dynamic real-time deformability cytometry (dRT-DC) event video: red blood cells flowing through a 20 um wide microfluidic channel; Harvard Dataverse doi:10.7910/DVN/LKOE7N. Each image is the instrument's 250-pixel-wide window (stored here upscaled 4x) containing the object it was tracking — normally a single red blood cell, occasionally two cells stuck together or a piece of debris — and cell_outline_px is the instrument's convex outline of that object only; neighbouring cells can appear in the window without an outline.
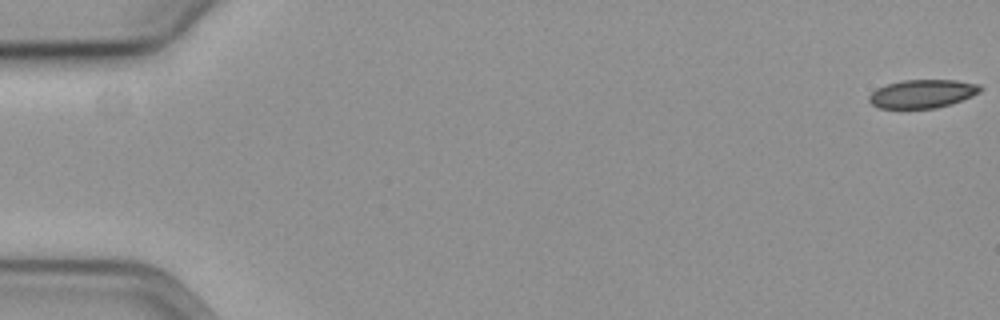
{"species": "common noctule bat (a hibernating species)", "species_latin": "Nyctalus noctula", "temperature_condition": "cold", "stored_images_in_passage": 56, "camera_frame_rate_fps": 3000, "um_per_image_px": 0.085, "animal": {"sex": "female", "body_mass_g": 19.3, "forearm_length_mm": 54.1}, "frame": {"image": 1, "passage_image": 1, "time_ms": 0.0, "image_size_px": [1000, 320], "cell_outline_px": [[984, 88], [980, 92], [972, 96], [936, 108], [880, 108], [872, 104], [868, 100], [868, 96], [876, 88], [888, 84], [904, 80], [956, 80], [980, 84]], "centroid_in_image_um": [78.41, 7.96], "position_along_channel_um": 6.6, "area_um2": 18.32}}
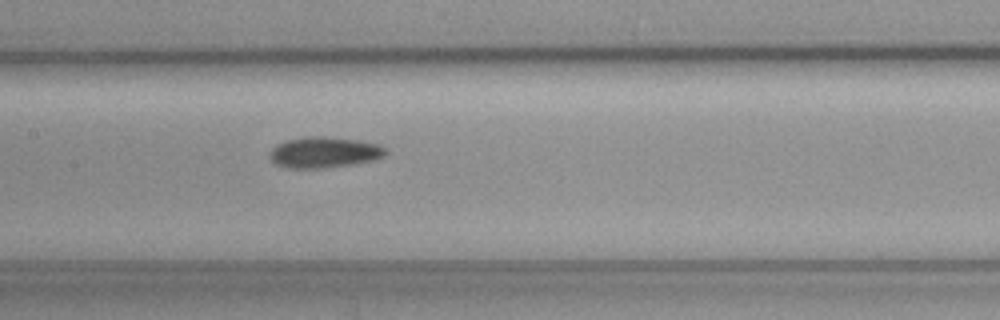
{"frame": {"image": 2, "passage_image": 29, "time_ms": 9.333, "image_size_px": [1000, 320], "cell_outline_px": [[388, 148], [384, 156], [376, 160], [352, 164], [320, 168], [292, 168], [276, 164], [272, 160], [272, 148], [276, 144], [288, 140], [308, 136], [320, 136], [356, 140], [380, 144]], "centroid_in_image_um": [27.62, 12.94], "position_along_channel_um": 179.8, "area_um2": 20.63}}
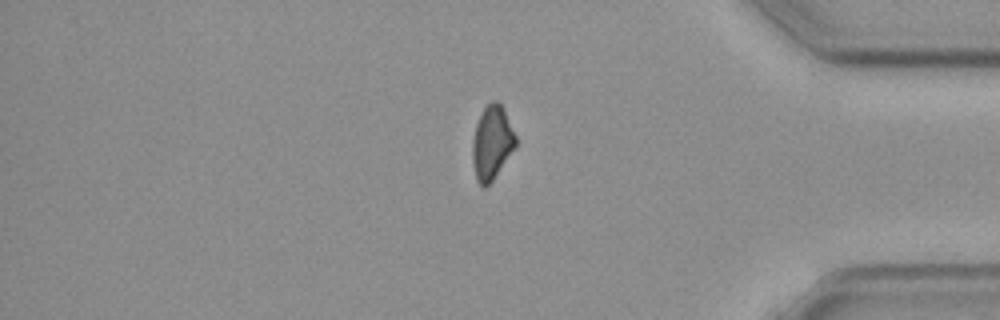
{"frame": {"image": 3, "passage_image": 49, "time_ms": 16.0, "image_size_px": [1000, 320], "cell_outline_px": [[516, 144], [492, 180], [484, 188], [476, 180], [472, 160], [472, 140], [476, 124], [484, 108], [492, 100], [496, 100], [504, 108], [516, 136]], "centroid_in_image_um": [41.79, 12.1], "position_along_channel_um": 393.4, "area_um2": 18.26}}